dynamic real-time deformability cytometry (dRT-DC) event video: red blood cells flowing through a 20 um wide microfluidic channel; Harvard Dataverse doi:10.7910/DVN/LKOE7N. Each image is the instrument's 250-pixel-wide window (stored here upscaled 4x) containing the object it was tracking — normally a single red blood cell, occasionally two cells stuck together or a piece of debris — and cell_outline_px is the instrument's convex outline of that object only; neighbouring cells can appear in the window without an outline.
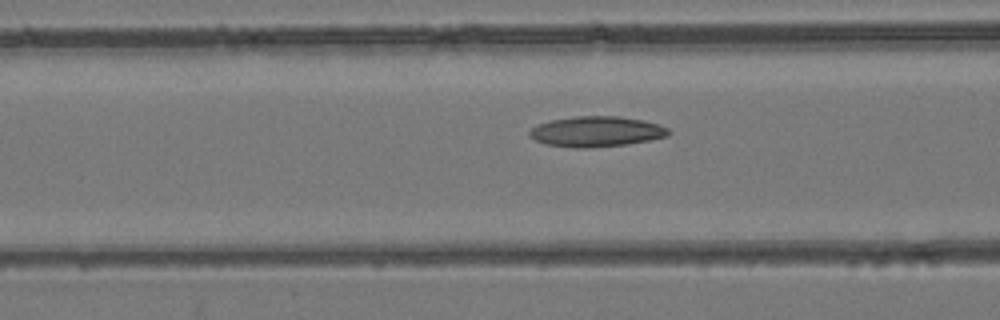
{"species": "common noctule bat (a hibernating species)", "species_latin": "Nyctalus noctula", "temperature_condition": "room temperature", "stored_images_in_passage": 42, "camera_frame_rate_fps": 3000, "um_per_image_px": 0.085, "animal": {"sex": "female", "body_mass_g": 24.6, "forearm_length_mm": 56.2}, "frame": {"image": 1, "passage_image": 13, "time_ms": 4.0, "image_size_px": [1000, 320], "cell_outline_px": [[672, 132], [668, 136], [628, 144], [588, 148], [576, 148], [548, 144], [536, 140], [528, 132], [536, 124], [552, 120], [576, 116], [620, 116], [644, 120], [660, 124], [668, 128]], "centroid_in_image_um": [50.74, 11.17], "position_along_channel_um": 115.9, "area_um2": 24.62}}
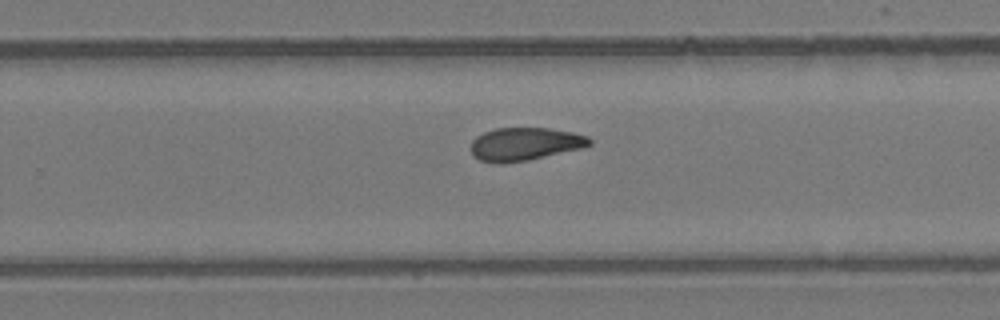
{"frame": {"image": 2, "passage_image": 25, "time_ms": 8.0, "image_size_px": [1000, 320], "cell_outline_px": [[592, 144], [584, 148], [528, 160], [504, 164], [496, 164], [480, 160], [472, 156], [472, 140], [476, 136], [484, 132], [496, 128], [548, 128], [572, 132], [588, 136], [592, 140]], "centroid_in_image_um": [44.62, 12.25], "position_along_channel_um": 285.2, "area_um2": 23.06}}
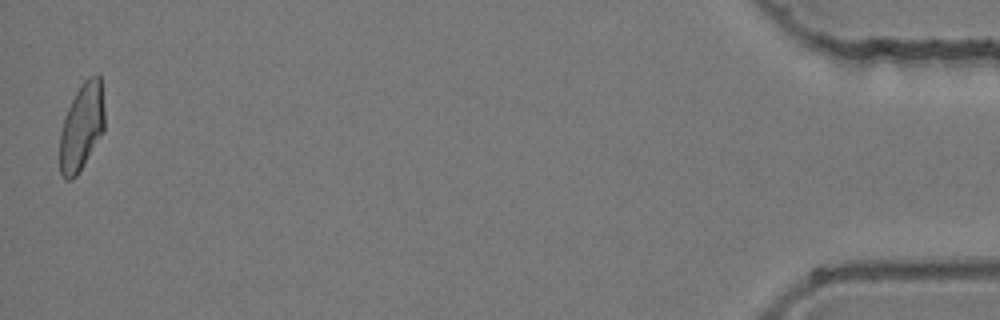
{"frame": {"image": 3, "passage_image": 42, "time_ms": 13.667, "image_size_px": [1000, 320], "cell_outline_px": [[104, 132], [76, 176], [72, 180], [64, 180], [60, 172], [60, 132], [64, 116], [80, 84], [88, 76], [100, 76], [104, 104]], "centroid_in_image_um": [6.94, 10.79], "position_along_channel_um": 428.3, "area_um2": 22.83}}